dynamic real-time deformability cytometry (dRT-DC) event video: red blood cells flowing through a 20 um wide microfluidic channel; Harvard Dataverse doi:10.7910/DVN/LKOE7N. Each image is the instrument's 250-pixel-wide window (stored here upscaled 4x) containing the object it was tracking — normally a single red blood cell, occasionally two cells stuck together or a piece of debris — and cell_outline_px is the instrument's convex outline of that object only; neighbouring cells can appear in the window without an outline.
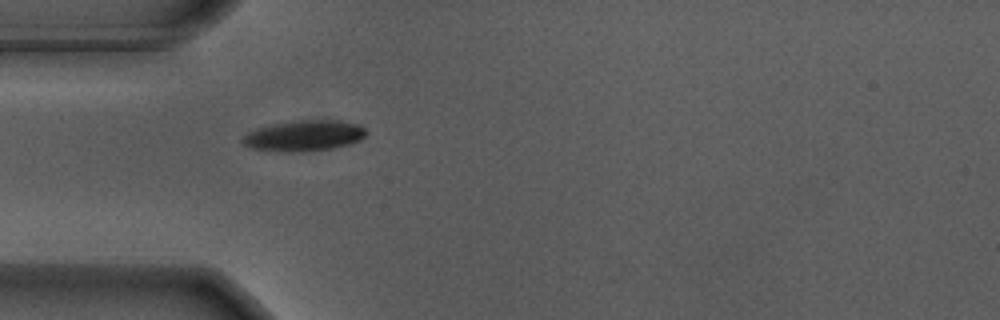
{"species": "Egyptian fruit bat (a non-hibernating species)", "species_latin": "Rousettus aegyptiacus", "temperature_condition": "warm", "stored_images_in_passage": 40, "camera_frame_rate_fps": 3000, "um_per_image_px": 0.085, "animal": {"sex": "male"}, "frame": {"image": 1, "passage_image": 1, "time_ms": 0.0, "image_size_px": [1000, 320], "cell_outline_px": [[368, 132], [360, 140], [352, 144], [332, 148], [304, 152], [284, 152], [252, 148], [244, 144], [244, 136], [248, 132], [256, 128], [276, 124], [300, 120], [340, 120], [360, 124]], "centroid_in_image_um": [25.92, 11.54], "position_along_channel_um": 59.1, "area_um2": 22.14}}
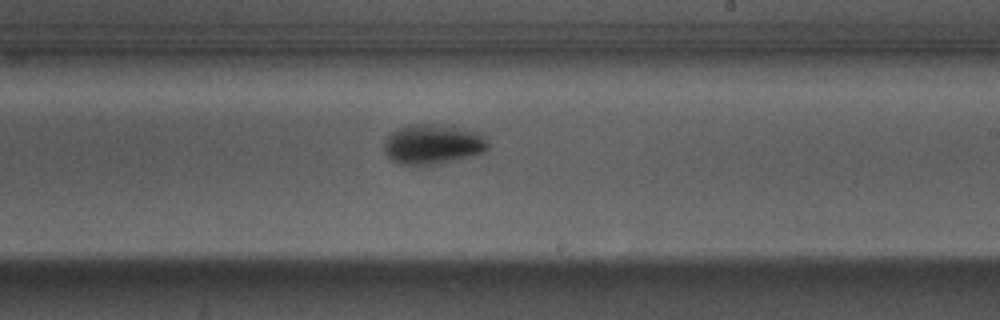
{"frame": {"image": 2, "passage_image": 17, "time_ms": 5.333, "image_size_px": [1000, 320], "cell_outline_px": [[488, 148], [484, 152], [468, 156], [428, 164], [400, 164], [388, 156], [384, 152], [384, 140], [396, 128], [408, 124], [452, 124], [480, 132], [484, 136], [488, 144]], "centroid_in_image_um": [36.79, 12.19], "position_along_channel_um": 252.2, "area_um2": 24.1}}
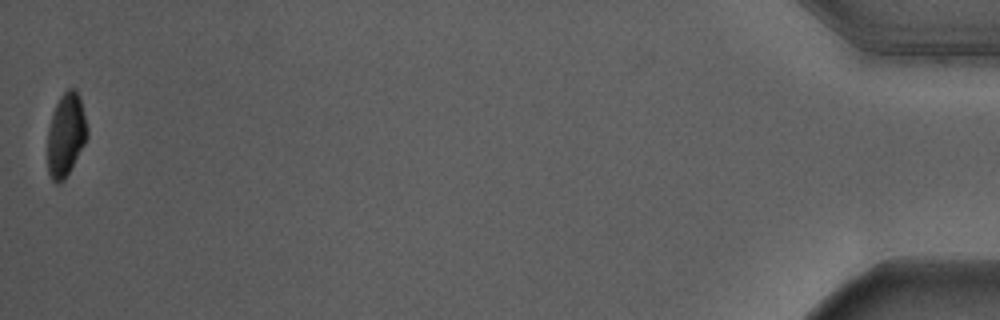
{"frame": {"image": 3, "passage_image": 40, "time_ms": 13.0, "image_size_px": [1000, 320], "cell_outline_px": [[88, 136], [84, 144], [64, 180], [60, 184], [56, 184], [52, 180], [48, 172], [48, 128], [52, 112], [60, 96], [68, 88], [76, 88], [80, 96], [88, 128]], "centroid_in_image_um": [5.6, 11.43], "position_along_channel_um": 429.6, "area_um2": 19.36}, "authors_computed_cell_mechanics": {"area_um2": 22.1663, "velocity_mm_per_s": 3.6655, "shape_relaxation_time_tau1_ms": 2.144, "shape_relaxation_time_tau2_ms": null, "deformation_change_tau1": 0.1538, "deformation_change_tau2": null}}